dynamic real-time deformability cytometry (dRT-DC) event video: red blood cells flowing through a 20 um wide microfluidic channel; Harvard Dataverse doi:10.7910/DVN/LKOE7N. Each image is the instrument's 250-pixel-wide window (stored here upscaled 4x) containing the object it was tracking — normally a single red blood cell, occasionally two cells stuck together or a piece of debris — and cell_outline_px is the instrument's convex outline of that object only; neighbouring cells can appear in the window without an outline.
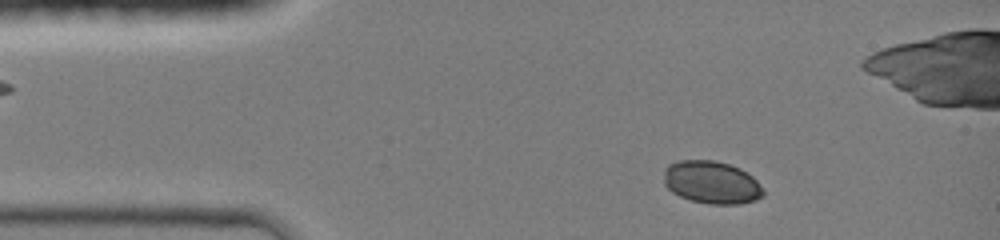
{"species": "common noctule bat (a hibernating species)", "species_latin": "Nyctalus noctula", "temperature_condition": "room temperature", "stored_images_in_passage": 38, "camera_frame_rate_fps": 3000, "um_per_image_px": 0.085, "animal": {"sex": "female", "body_mass_g": 19.0, "forearm_length_mm": 51.5}, "frame": {"image": 1, "passage_image": 3, "time_ms": 0.667, "image_size_px": [1000, 240], "cell_outline_px": [[764, 196], [756, 200], [740, 204], [708, 204], [692, 200], [680, 196], [672, 192], [664, 184], [664, 168], [668, 164], [676, 160], [716, 160], [740, 168], [748, 172], [756, 180], [764, 192]], "centroid_in_image_um": [60.48, 15.49], "position_along_channel_um": 24.5, "area_um2": 24.97}}
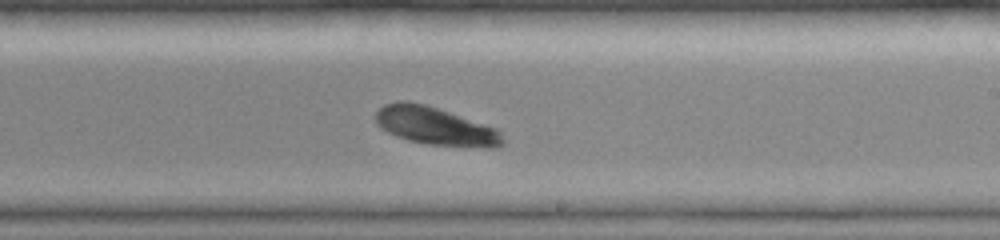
{"frame": {"image": 2, "passage_image": 23, "time_ms": 7.333, "image_size_px": [1000, 240], "cell_outline_px": [[504, 144], [496, 148], [488, 148], [424, 144], [408, 140], [396, 136], [380, 128], [376, 124], [376, 112], [384, 104], [400, 100], [408, 100], [424, 104], [496, 128], [500, 132], [504, 140]], "centroid_in_image_um": [36.99, 10.73], "position_along_channel_um": 252.0, "area_um2": 28.15}}
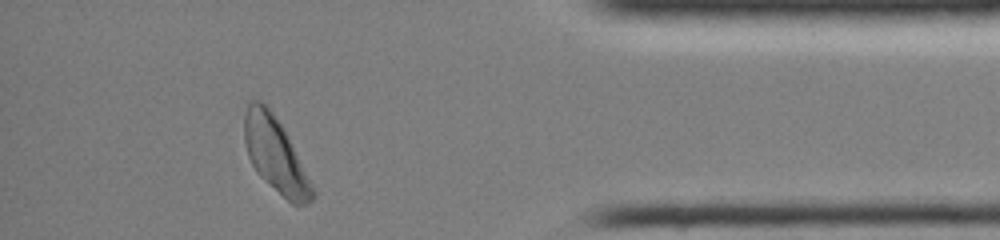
{"frame": {"image": 3, "passage_image": 36, "time_ms": 11.667, "image_size_px": [1000, 240], "cell_outline_px": [[316, 196], [308, 204], [292, 204], [264, 180], [256, 172], [248, 156], [244, 144], [244, 116], [248, 104], [252, 100], [260, 100], [272, 112], [280, 124], [312, 184], [316, 192]], "centroid_in_image_um": [23.38, 13.19], "position_along_channel_um": 411.8, "area_um2": 29.02}}